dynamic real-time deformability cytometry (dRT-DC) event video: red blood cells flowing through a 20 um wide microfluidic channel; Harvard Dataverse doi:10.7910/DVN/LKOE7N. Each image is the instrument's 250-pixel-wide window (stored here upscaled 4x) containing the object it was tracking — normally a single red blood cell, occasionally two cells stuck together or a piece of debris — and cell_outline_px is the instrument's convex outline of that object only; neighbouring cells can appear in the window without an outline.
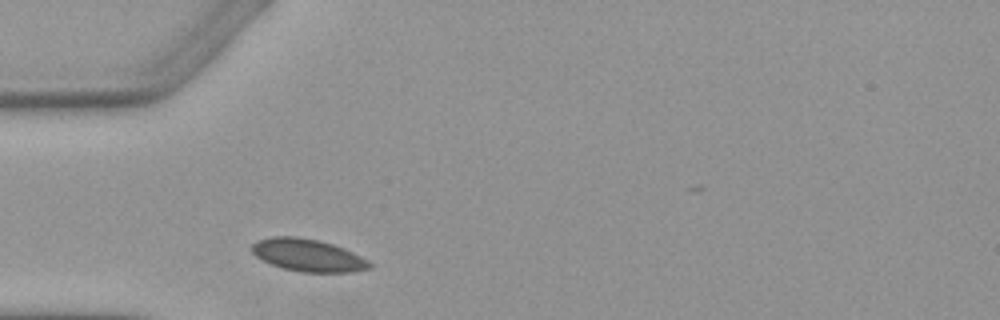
{"species": "Egyptian fruit bat (a non-hibernating species)", "species_latin": "Rousettus aegyptiacus", "temperature_condition": "warm", "stored_images_in_passage": 1, "camera_frame_rate_fps": 3000, "um_per_image_px": 0.085, "animal": {"sex": "female"}, "frame": {"image": 1, "passage_image": 1, "time_ms": 0.0, "image_size_px": [1000, 320], "cell_outline_px": [[372, 268], [352, 272], [300, 272], [280, 268], [256, 256], [248, 248], [256, 240], [272, 236], [296, 236], [316, 240], [332, 244], [344, 248], [368, 260], [372, 264]], "centroid_in_image_um": [26.14, 21.69], "position_along_channel_um": 58.9, "area_um2": 22.37}}